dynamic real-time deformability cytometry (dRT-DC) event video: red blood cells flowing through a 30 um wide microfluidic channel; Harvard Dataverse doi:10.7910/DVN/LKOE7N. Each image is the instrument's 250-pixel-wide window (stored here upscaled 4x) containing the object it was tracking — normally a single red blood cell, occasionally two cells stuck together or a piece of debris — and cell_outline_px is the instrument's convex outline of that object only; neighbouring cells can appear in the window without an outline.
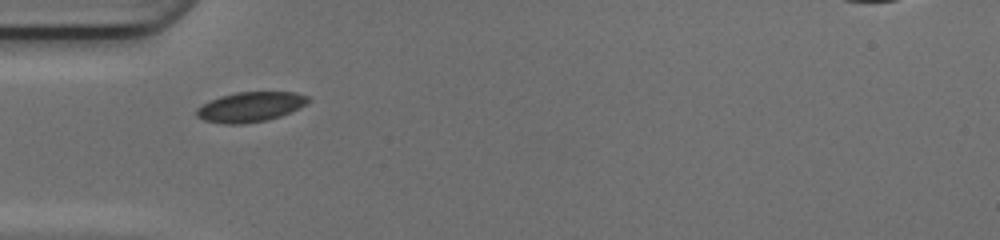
{"species": "common noctule bat (a hibernating species)", "species_latin": "Nyctalus noctula", "temperature_condition": "cold", "stored_images_in_passage": 28, "camera_frame_rate_fps": 3000, "um_per_image_px": 0.085, "animal": {"sex": "female", "body_mass_g": 17.0, "forearm_length_mm": 48.0}, "frame": {"image": 1, "passage_image": 1, "time_ms": 0.0, "image_size_px": [1000, 240], "cell_outline_px": [[308, 100], [304, 104], [280, 116], [268, 120], [244, 124], [224, 124], [204, 120], [196, 116], [196, 108], [208, 100], [220, 96], [236, 92], [296, 92], [308, 96]], "centroid_in_image_um": [21.2, 9.08], "position_along_channel_um": 63.8, "area_um2": 19.36}}
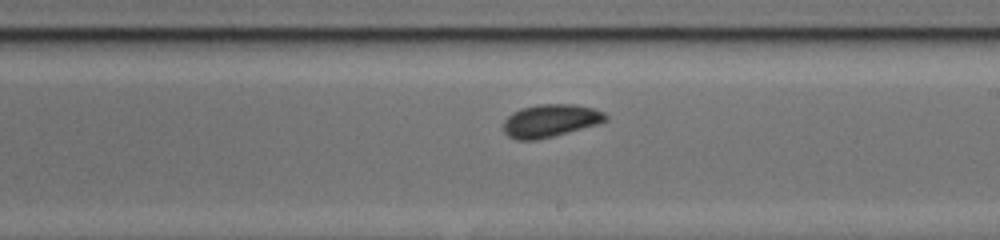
{"frame": {"image": 2, "passage_image": 14, "time_ms": 4.333, "image_size_px": [1000, 240], "cell_outline_px": [[608, 120], [600, 124], [536, 140], [516, 140], [508, 136], [504, 132], [504, 120], [512, 112], [520, 108], [540, 104], [572, 104], [592, 108], [604, 112], [608, 116]], "centroid_in_image_um": [46.79, 10.26], "position_along_channel_um": 242.2, "area_um2": 19.59}}
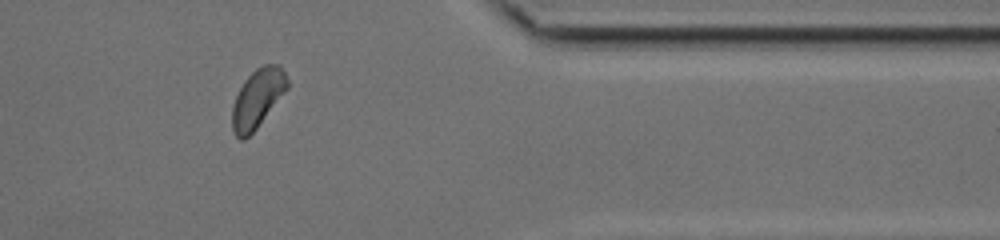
{"frame": {"image": 3, "passage_image": 26, "time_ms": 8.333, "image_size_px": [1000, 240], "cell_outline_px": [[288, 88], [256, 128], [244, 140], [240, 140], [232, 132], [232, 108], [236, 96], [244, 80], [256, 68], [264, 64], [280, 64], [288, 80]], "centroid_in_image_um": [21.88, 8.35], "position_along_channel_um": 389.5, "area_um2": 18.67}}